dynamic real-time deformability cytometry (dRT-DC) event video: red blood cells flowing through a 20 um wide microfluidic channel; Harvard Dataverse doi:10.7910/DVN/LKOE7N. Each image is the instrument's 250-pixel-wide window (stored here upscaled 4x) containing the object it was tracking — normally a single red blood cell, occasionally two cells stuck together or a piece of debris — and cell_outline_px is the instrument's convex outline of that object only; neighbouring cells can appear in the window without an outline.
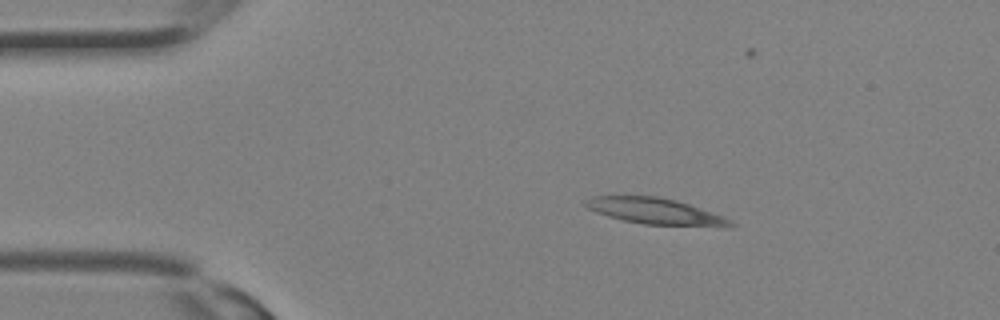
{"species": "Egyptian fruit bat (a non-hibernating species)", "species_latin": "Rousettus aegyptiacus", "temperature_condition": "room temperature", "stored_images_in_passage": 27, "camera_frame_rate_fps": 3000, "um_per_image_px": 0.085, "animal": {"sex": "female"}, "frame": {"image": 1, "passage_image": 1, "time_ms": 0.0, "image_size_px": [1000, 320], "cell_outline_px": [[736, 224], [724, 228], [644, 224], [624, 220], [608, 216], [596, 212], [588, 208], [584, 204], [584, 200], [592, 196], [656, 196], [676, 200], [724, 216], [732, 220]], "centroid_in_image_um": [55.77, 17.97], "position_along_channel_um": 29.2, "area_um2": 22.31}}
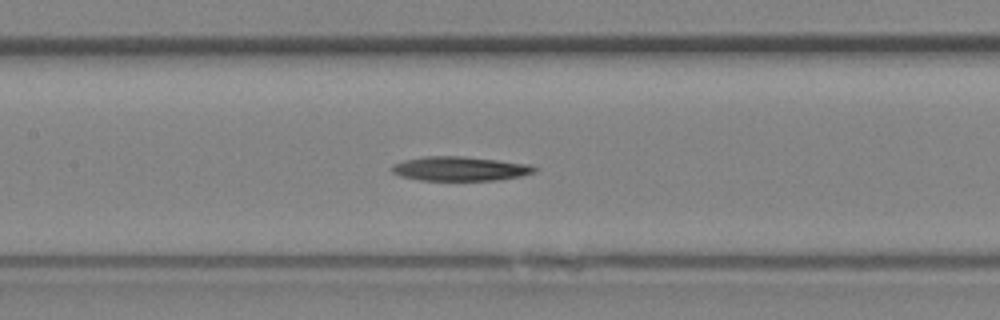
{"frame": {"image": 2, "passage_image": 10, "time_ms": 3.0, "image_size_px": [1000, 320], "cell_outline_px": [[536, 172], [520, 176], [496, 180], [420, 180], [400, 176], [392, 172], [392, 168], [396, 164], [404, 160], [424, 156], [464, 156], [528, 164], [536, 168]], "centroid_in_image_um": [39.09, 14.34], "position_along_channel_um": 168.3, "area_um2": 19.94}}
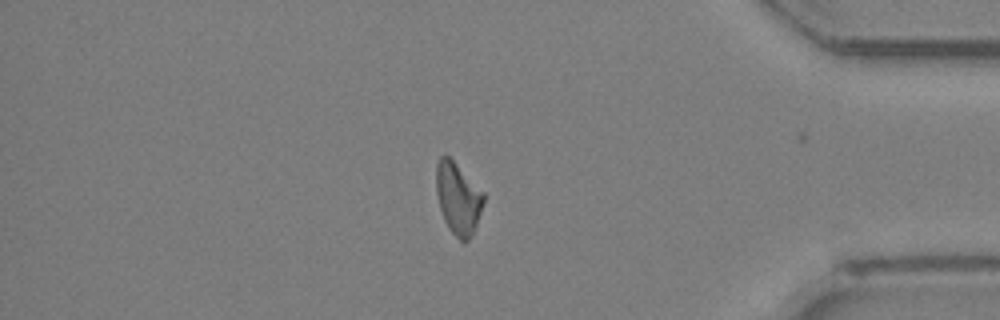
{"frame": {"image": 3, "passage_image": 22, "time_ms": 7.0, "image_size_px": [1000, 320], "cell_outline_px": [[484, 200], [476, 224], [468, 240], [460, 240], [448, 228], [444, 220], [440, 208], [436, 192], [436, 164], [440, 156], [448, 156], [484, 192]], "centroid_in_image_um": [38.91, 16.84], "position_along_channel_um": 396.3, "area_um2": 19.36}}